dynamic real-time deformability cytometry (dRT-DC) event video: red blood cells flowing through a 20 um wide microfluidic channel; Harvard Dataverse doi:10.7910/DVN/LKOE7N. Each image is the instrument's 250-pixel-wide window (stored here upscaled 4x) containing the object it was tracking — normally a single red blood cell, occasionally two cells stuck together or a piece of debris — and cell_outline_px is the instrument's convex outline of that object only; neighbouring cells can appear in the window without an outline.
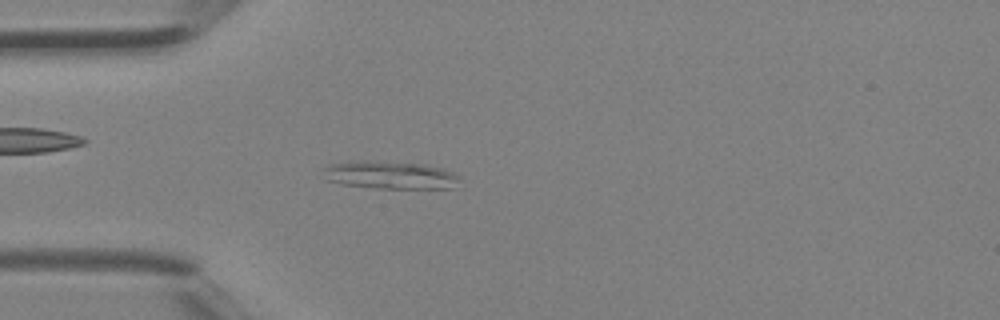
{"species": "Egyptian fruit bat (a non-hibernating species)", "species_latin": "Rousettus aegyptiacus", "temperature_condition": "room temperature", "stored_images_in_passage": 33, "camera_frame_rate_fps": 3000, "um_per_image_px": 0.085, "animal": {"sex": "female"}, "frame": {"image": 1, "passage_image": 4, "time_ms": 1.0, "image_size_px": [1000, 320], "cell_outline_px": [[460, 180], [452, 188], [376, 188], [340, 184], [328, 180], [324, 168], [328, 164], [348, 160], [368, 160], [424, 164], [444, 168], [460, 176]], "centroid_in_image_um": [33.16, 14.86], "position_along_channel_um": 51.8, "area_um2": 22.31}}
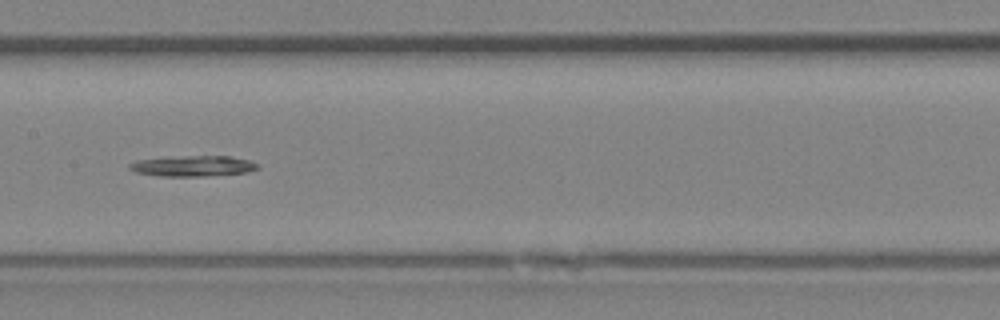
{"frame": {"image": 2, "passage_image": 13, "time_ms": 4.0, "image_size_px": [1000, 320], "cell_outline_px": [[260, 168], [248, 172], [204, 176], [160, 176], [136, 172], [128, 168], [128, 164], [136, 160], [180, 156], [228, 156], [248, 160], [256, 164]], "centroid_in_image_um": [16.37, 14.11], "position_along_channel_um": 191.0, "area_um2": 15.32}}
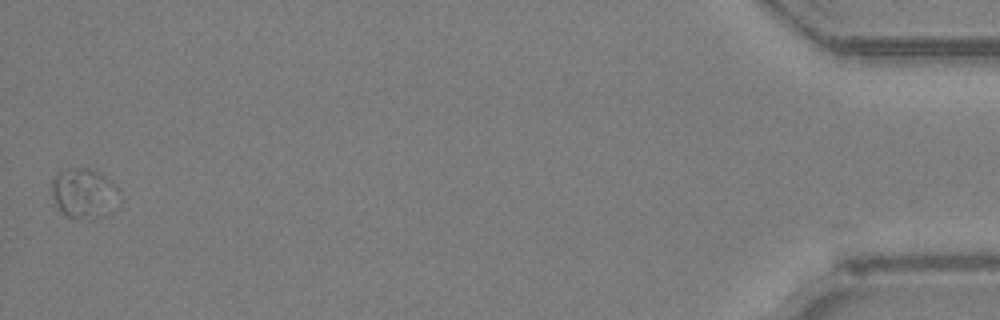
{"frame": {"image": 3, "passage_image": 33, "time_ms": 10.667, "image_size_px": [1000, 320], "cell_outline_px": [[124, 200], [108, 216], [76, 220], [64, 216], [60, 212], [52, 196], [52, 180], [56, 172], [68, 168], [88, 168], [100, 172], [112, 180], [120, 188]], "centroid_in_image_um": [7.23, 16.46], "position_along_channel_um": 428.0, "area_um2": 20.98}}